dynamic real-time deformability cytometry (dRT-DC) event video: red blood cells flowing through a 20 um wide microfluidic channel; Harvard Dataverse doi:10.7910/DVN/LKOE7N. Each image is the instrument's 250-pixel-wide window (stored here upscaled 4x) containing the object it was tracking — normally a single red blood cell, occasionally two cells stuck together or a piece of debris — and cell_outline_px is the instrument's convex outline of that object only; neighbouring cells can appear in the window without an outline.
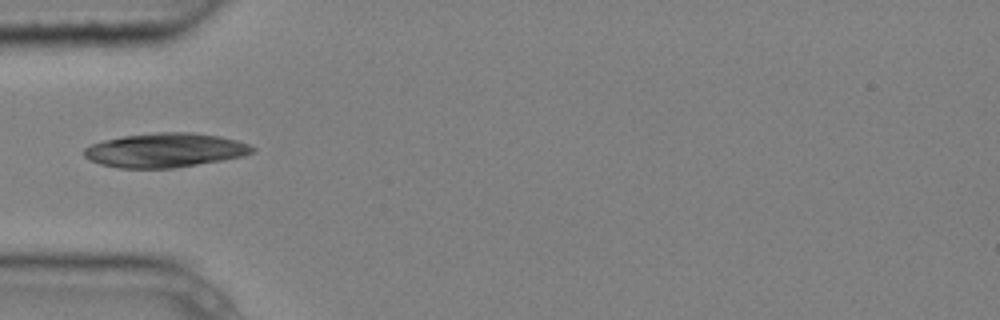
{"species": "common noctule bat (a hibernating species)", "species_latin": "Nyctalus noctula", "temperature_condition": "cold", "stored_images_in_passage": 5, "camera_frame_rate_fps": 3000, "um_per_image_px": 0.085, "animal": {"sex": "male", "body_mass_g": 20.4}, "frame": {"image": 1, "passage_image": 5, "time_ms": 1.333, "image_size_px": [1000, 320], "cell_outline_px": [[256, 152], [244, 156], [224, 160], [172, 168], [120, 168], [100, 164], [84, 156], [84, 148], [92, 144], [104, 140], [124, 136], [156, 132], [192, 132], [220, 136], [236, 140], [248, 144], [256, 148]], "centroid_in_image_um": [14.08, 12.76], "position_along_channel_um": 70.9, "area_um2": 33.58}}